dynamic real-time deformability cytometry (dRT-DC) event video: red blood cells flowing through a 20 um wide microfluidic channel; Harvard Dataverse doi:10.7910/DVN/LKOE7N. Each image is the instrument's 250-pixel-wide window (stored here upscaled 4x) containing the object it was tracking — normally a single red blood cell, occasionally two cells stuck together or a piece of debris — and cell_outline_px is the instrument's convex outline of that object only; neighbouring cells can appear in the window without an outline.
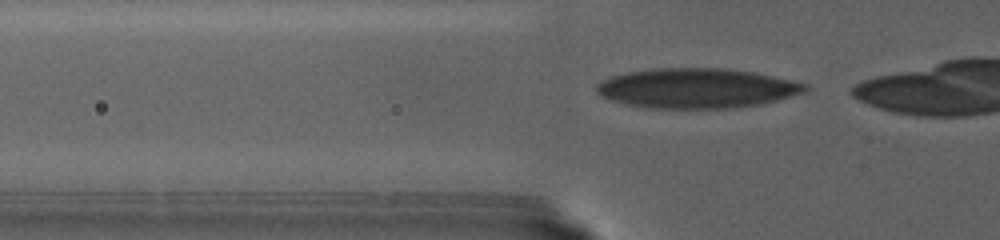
{"species": "human", "species_latin": "Homo sapiens", "temperature_condition": "warm", "stored_images_in_passage": 30, "camera_frame_rate_fps": 3000, "um_per_image_px": 0.085, "donor": {"sex": "female"}, "frame": {"image": 1, "passage_image": 2, "time_ms": 0.333, "image_size_px": [1000, 240], "cell_outline_px": [[812, 88], [808, 92], [760, 104], [736, 108], [644, 108], [624, 104], [612, 100], [596, 92], [596, 84], [600, 80], [612, 76], [628, 72], [656, 68], [724, 68], [752, 72], [772, 76], [808, 84]], "centroid_in_image_um": [59.24, 7.5], "position_along_channel_um": 66.6, "area_um2": 48.61}}
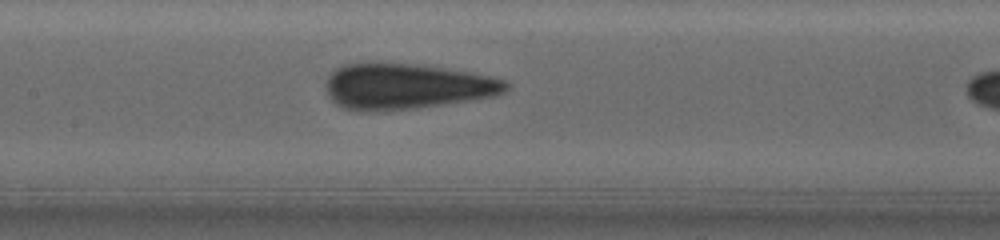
{"frame": {"image": 2, "passage_image": 17, "time_ms": 5.333, "image_size_px": [1000, 240], "cell_outline_px": [[512, 84], [504, 92], [496, 96], [416, 108], [376, 112], [360, 112], [340, 108], [328, 96], [324, 88], [324, 84], [328, 72], [344, 64], [360, 60], [372, 60], [424, 64], [492, 76], [504, 80]], "centroid_in_image_um": [34.44, 7.3], "position_along_channel_um": 173.0, "area_um2": 49.94}}
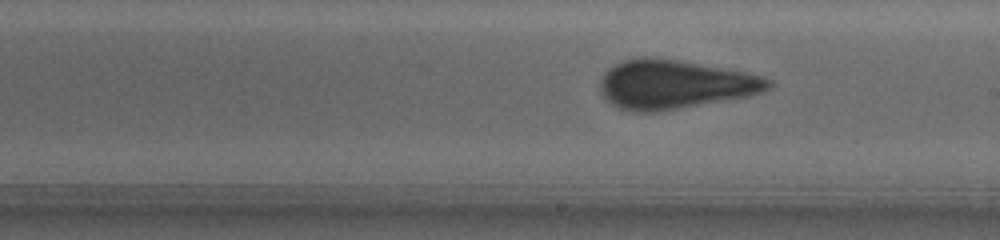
{"frame": {"image": 3, "passage_image": 25, "time_ms": 8.0, "image_size_px": [1000, 240], "cell_outline_px": [[776, 84], [772, 88], [764, 92], [752, 96], [656, 112], [636, 112], [616, 108], [600, 92], [600, 80], [604, 72], [608, 68], [620, 60], [640, 56], [652, 56], [676, 60], [744, 72], [764, 76], [772, 80]], "centroid_in_image_um": [57.36, 7.17], "position_along_channel_um": 231.6, "area_um2": 48.55}}